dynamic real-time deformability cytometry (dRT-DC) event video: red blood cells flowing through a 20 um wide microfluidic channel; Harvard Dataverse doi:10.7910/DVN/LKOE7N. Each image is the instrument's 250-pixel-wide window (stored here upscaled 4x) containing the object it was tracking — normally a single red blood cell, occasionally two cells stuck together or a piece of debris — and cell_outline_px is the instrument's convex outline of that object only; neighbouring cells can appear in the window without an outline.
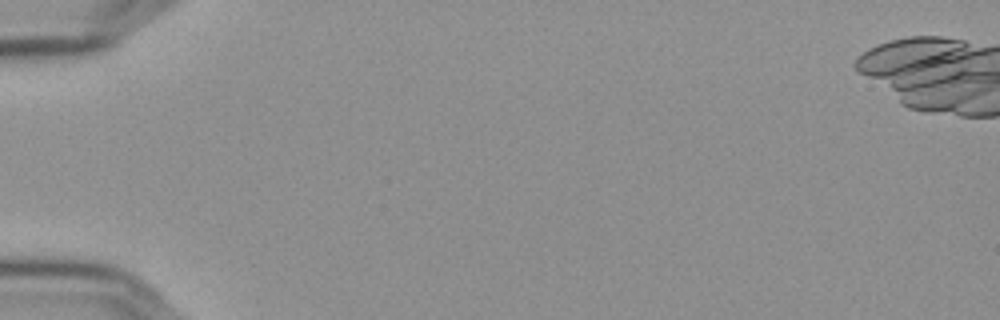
{"species": "Egyptian fruit bat (a non-hibernating species)", "species_latin": "Rousettus aegyptiacus", "temperature_condition": "cold", "stored_images_in_passage": 6, "camera_frame_rate_fps": 3000, "um_per_image_px": 0.085, "frame": {"image": 1, "passage_image": 1, "time_ms": 0.0, "image_size_px": [1000, 320], "cell_outline_px": [[964, 56], [960, 72], [956, 76], [944, 80], [932, 80], [908, 64], [900, 40], [948, 40]], "centroid_in_image_um": [79.35, 4.94], "position_along_channel_um": 5.6, "area_um2": 13.76}}